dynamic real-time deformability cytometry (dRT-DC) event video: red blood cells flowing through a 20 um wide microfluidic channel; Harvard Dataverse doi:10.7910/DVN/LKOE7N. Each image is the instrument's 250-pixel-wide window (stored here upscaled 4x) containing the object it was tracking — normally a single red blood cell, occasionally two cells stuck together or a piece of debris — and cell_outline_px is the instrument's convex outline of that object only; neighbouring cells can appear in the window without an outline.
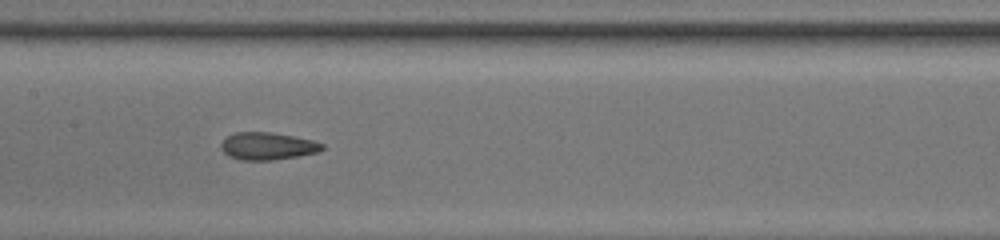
{"species": "common noctule bat (a hibernating species)", "species_latin": "Nyctalus noctula", "temperature_condition": "room temperature", "stored_images_in_passage": 35, "camera_frame_rate_fps": 3000, "um_per_image_px": 0.085, "animal": {"sex": "male", "body_mass_g": 13.0, "forearm_length_mm": 53.1}, "frame": {"image": 1, "passage_image": 11, "time_ms": 3.333, "image_size_px": [1000, 240], "cell_outline_px": [[324, 148], [320, 152], [300, 156], [272, 160], [240, 160], [228, 156], [220, 148], [220, 144], [228, 136], [236, 132], [272, 132], [312, 140], [324, 144]], "centroid_in_image_um": [22.75, 12.43], "position_along_channel_um": 184.6, "area_um2": 16.24}}
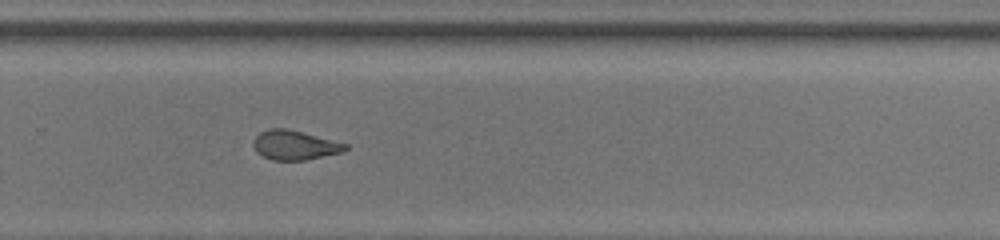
{"frame": {"image": 2, "passage_image": 20, "time_ms": 6.333, "image_size_px": [1000, 240], "cell_outline_px": [[348, 148], [340, 152], [304, 160], [272, 160], [256, 152], [252, 144], [256, 136], [260, 132], [268, 128], [288, 128], [348, 144]], "centroid_in_image_um": [25.01, 12.32], "position_along_channel_um": 304.8, "area_um2": 15.66}}
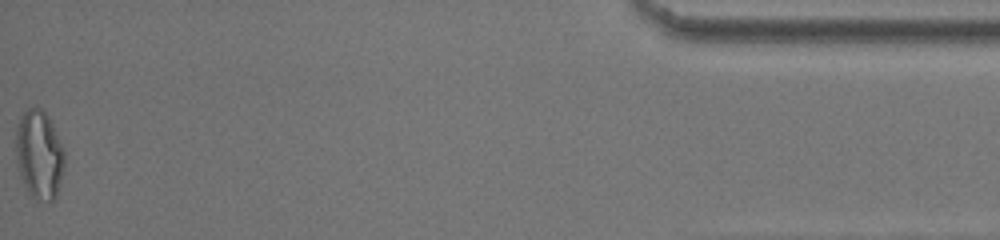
{"frame": {"image": 3, "passage_image": 35, "time_ms": 11.333, "image_size_px": [1000, 240], "cell_outline_px": [[64, 168], [56, 196], [52, 200], [48, 200], [32, 196], [28, 192], [20, 176], [16, 160], [16, 128], [20, 116], [28, 108], [36, 104], [48, 116], [52, 124], [64, 152]], "centroid_in_image_um": [3.31, 13.09], "position_along_channel_um": 431.9, "area_um2": 24.91}, "authors_computed_cell_mechanics": {"area_um2": 16.8198, "velocity_mm_per_s": 4.0159, "shape_relaxation_time_tau1_ms": null, "shape_relaxation_time_tau2_ms": 1.7228, "deformation_change_tau1": null, "deformation_change_tau2": 0.0864}}